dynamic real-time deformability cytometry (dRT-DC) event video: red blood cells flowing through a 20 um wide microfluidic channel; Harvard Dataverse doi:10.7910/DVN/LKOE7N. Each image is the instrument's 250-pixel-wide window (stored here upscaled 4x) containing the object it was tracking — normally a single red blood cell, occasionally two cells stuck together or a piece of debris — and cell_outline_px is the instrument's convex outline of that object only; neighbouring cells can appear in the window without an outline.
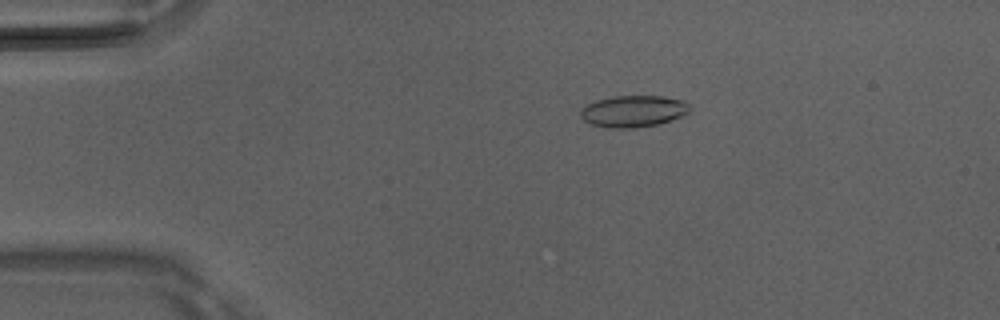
{"species": "Egyptian fruit bat (a non-hibernating species)", "species_latin": "Rousettus aegyptiacus", "temperature_condition": "room temperature", "stored_images_in_passage": 4, "camera_frame_rate_fps": 3000, "um_per_image_px": 0.085, "animal": {"sex": "male"}, "frame": {"image": 1, "passage_image": 3, "time_ms": 0.667, "image_size_px": [1000, 320], "cell_outline_px": [[688, 112], [684, 116], [656, 124], [636, 128], [604, 128], [588, 124], [580, 116], [580, 108], [596, 100], [612, 96], [660, 96], [680, 100], [688, 104]], "centroid_in_image_um": [53.75, 9.47], "position_along_channel_um": 31.2, "area_um2": 20.17}}